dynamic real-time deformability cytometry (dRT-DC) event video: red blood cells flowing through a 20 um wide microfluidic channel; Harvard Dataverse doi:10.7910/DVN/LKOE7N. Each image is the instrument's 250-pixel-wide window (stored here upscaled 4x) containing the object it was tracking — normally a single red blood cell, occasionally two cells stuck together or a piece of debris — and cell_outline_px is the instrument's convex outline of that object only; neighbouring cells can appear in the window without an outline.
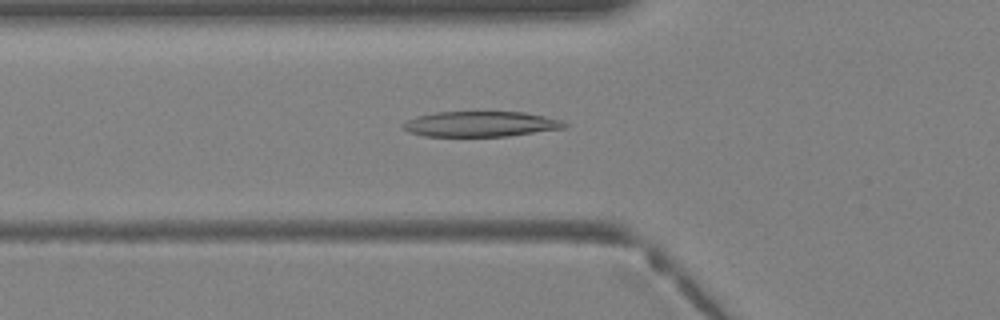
{"species": "Egyptian fruit bat (a non-hibernating species)", "species_latin": "Rousettus aegyptiacus", "temperature_condition": "warm", "stored_images_in_passage": 40, "camera_frame_rate_fps": 3000, "um_per_image_px": 0.085, "animal": {"sex": "female"}, "frame": {"image": 1, "passage_image": 15, "time_ms": 4.667, "image_size_px": [1000, 320], "cell_outline_px": [[568, 124], [564, 128], [508, 136], [424, 136], [408, 132], [400, 128], [400, 124], [416, 116], [436, 112], [524, 112], [564, 120]], "centroid_in_image_um": [40.82, 10.54], "position_along_channel_um": 85.0, "area_um2": 23.99}}
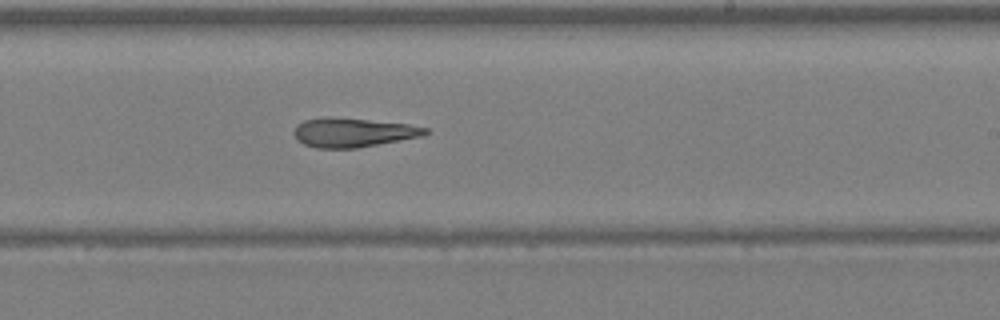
{"frame": {"image": 2, "passage_image": 25, "time_ms": 8.0, "image_size_px": [1000, 320], "cell_outline_px": [[432, 132], [424, 136], [356, 148], [316, 148], [304, 144], [296, 140], [292, 132], [296, 124], [304, 120], [324, 116], [328, 116], [408, 124], [428, 128]], "centroid_in_image_um": [29.98, 11.26], "position_along_channel_um": 259.0, "area_um2": 22.6}}
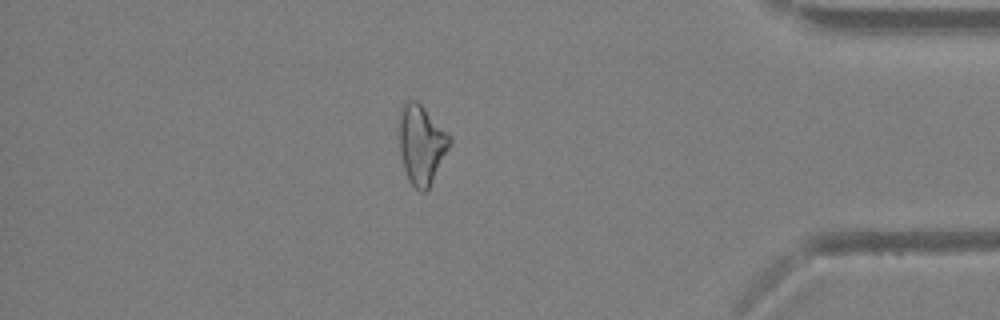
{"frame": {"image": 3, "passage_image": 35, "time_ms": 11.333, "image_size_px": [1000, 320], "cell_outline_px": [[452, 144], [428, 188], [424, 192], [420, 192], [408, 180], [404, 168], [400, 152], [396, 120], [400, 108], [408, 100], [416, 100], [452, 136]], "centroid_in_image_um": [35.8, 12.24], "position_along_channel_um": 399.4, "area_um2": 23.76}}